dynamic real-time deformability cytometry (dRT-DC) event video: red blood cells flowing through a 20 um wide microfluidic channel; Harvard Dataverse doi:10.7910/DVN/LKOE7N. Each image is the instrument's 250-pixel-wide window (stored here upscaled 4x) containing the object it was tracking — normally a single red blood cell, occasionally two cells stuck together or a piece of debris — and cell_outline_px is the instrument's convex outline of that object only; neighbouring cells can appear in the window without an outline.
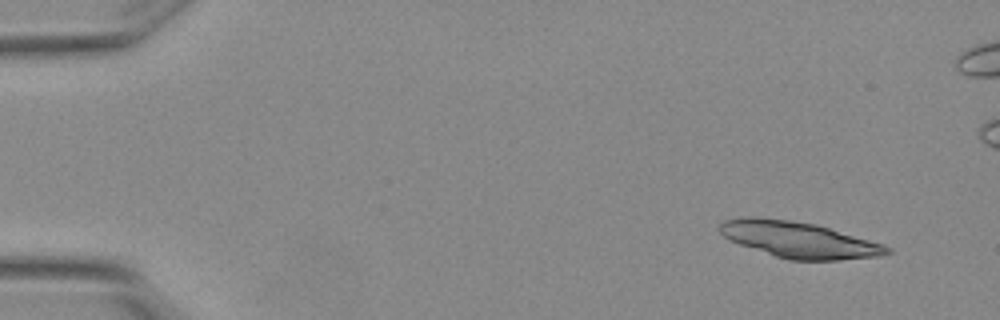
{"species": "Egyptian fruit bat (a non-hibernating species)", "species_latin": "Rousettus aegyptiacus", "temperature_condition": "warm", "stored_images_in_passage": 5, "camera_frame_rate_fps": 3000, "um_per_image_px": 0.085, "animal": {"sex": "female"}, "frame": {"image": 1, "passage_image": 1, "time_ms": 0.0, "image_size_px": [1000, 320], "cell_outline_px": [[892, 252], [880, 256], [840, 260], [788, 260], [740, 244], [724, 236], [720, 232], [720, 224], [724, 220], [740, 216], [760, 216], [816, 224], [884, 244], [892, 248]], "centroid_in_image_um": [67.92, 20.37], "position_along_channel_um": 17.1, "area_um2": 35.14}}